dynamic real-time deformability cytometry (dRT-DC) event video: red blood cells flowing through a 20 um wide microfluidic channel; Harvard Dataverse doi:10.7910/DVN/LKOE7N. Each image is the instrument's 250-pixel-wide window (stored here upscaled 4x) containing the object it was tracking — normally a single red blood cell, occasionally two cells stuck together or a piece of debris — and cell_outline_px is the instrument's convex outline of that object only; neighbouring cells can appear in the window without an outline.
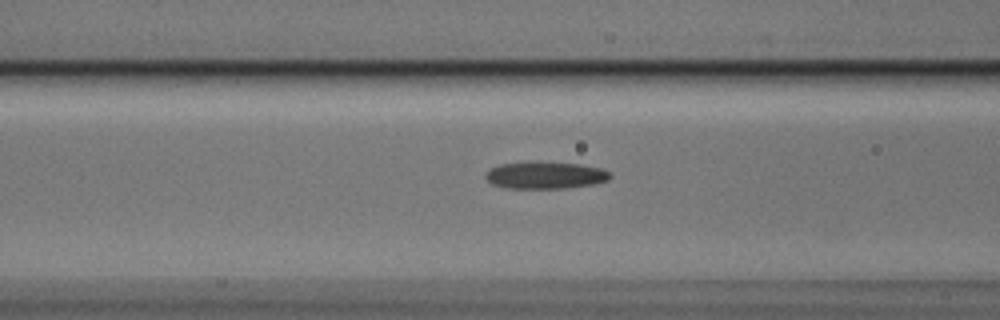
{"species": "Egyptian fruit bat (a non-hibernating species)", "species_latin": "Rousettus aegyptiacus", "temperature_condition": "cold", "stored_images_in_passage": 41, "camera_frame_rate_fps": 3000, "um_per_image_px": 0.085, "animal": {"sex": "male"}, "frame": {"image": 1, "passage_image": 18, "time_ms": 5.667, "image_size_px": [1000, 320], "cell_outline_px": [[612, 176], [608, 180], [592, 184], [564, 188], [508, 188], [492, 184], [484, 176], [492, 168], [500, 164], [532, 160], [580, 164], [600, 168], [608, 172]], "centroid_in_image_um": [46.33, 14.87], "position_along_channel_um": 120.3, "area_um2": 19.77}}
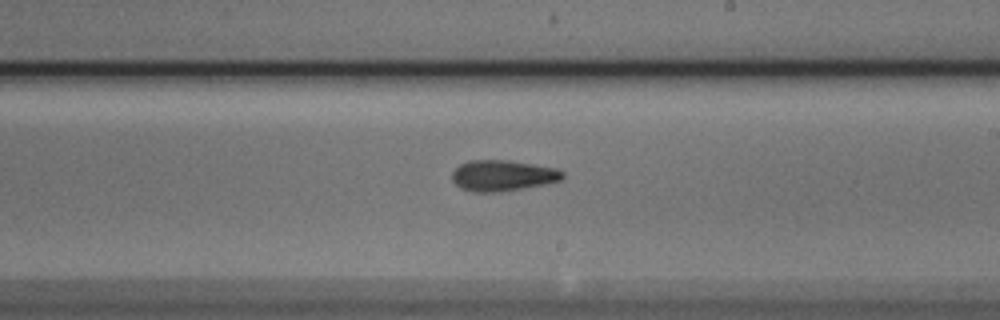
{"frame": {"image": 2, "passage_image": 28, "time_ms": 9.0, "image_size_px": [1000, 320], "cell_outline_px": [[564, 176], [560, 180], [544, 184], [524, 188], [500, 192], [472, 192], [460, 188], [452, 180], [452, 172], [460, 164], [468, 160], [508, 160], [556, 168], [564, 172]], "centroid_in_image_um": [42.7, 14.92], "position_along_channel_um": 246.3, "area_um2": 19.94}}
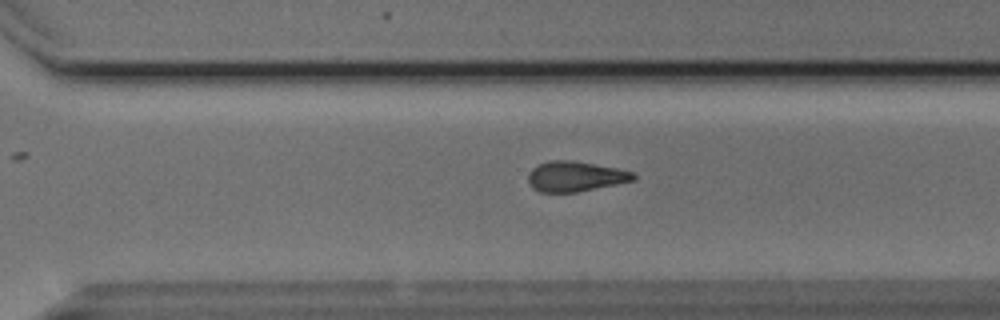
{"frame": {"image": 3, "passage_image": 34, "time_ms": 11.0, "image_size_px": [1000, 320], "cell_outline_px": [[636, 180], [576, 192], [540, 192], [532, 188], [528, 180], [528, 172], [532, 168], [548, 160], [568, 160], [616, 168], [636, 172]], "centroid_in_image_um": [48.9, 15.0], "position_along_channel_um": 321.7, "area_um2": 18.44}}